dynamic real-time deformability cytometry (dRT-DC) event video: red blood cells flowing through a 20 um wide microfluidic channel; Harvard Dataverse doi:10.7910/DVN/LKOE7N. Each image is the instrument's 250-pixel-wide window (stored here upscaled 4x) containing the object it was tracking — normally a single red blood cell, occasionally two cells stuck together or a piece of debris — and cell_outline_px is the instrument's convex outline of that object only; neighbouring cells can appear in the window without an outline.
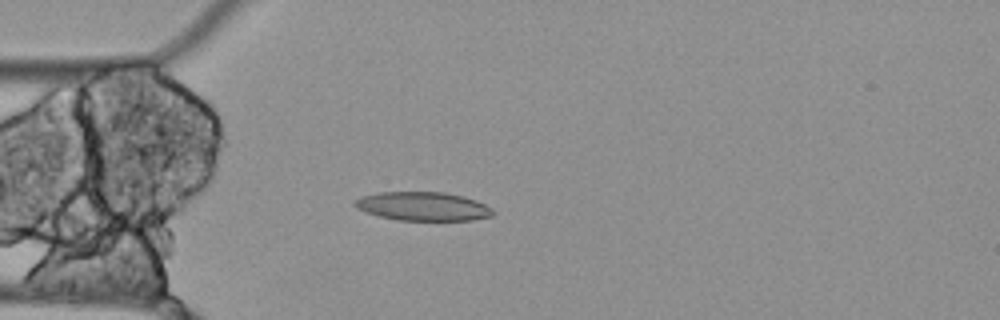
{"species": "Egyptian fruit bat (a non-hibernating species)", "species_latin": "Rousettus aegyptiacus", "temperature_condition": "cold", "stored_images_in_passage": 55, "camera_frame_rate_fps": 3000, "um_per_image_px": 0.085, "animal": {"sex": "female"}, "frame": {"image": 1, "passage_image": 14, "time_ms": 4.333, "image_size_px": [1000, 320], "cell_outline_px": [[496, 212], [492, 216], [472, 220], [396, 220], [380, 216], [356, 208], [352, 204], [356, 200], [364, 196], [380, 192], [444, 192], [464, 196], [476, 200], [492, 208]], "centroid_in_image_um": [36.0, 17.54], "position_along_channel_um": 49.0, "area_um2": 23.06}}
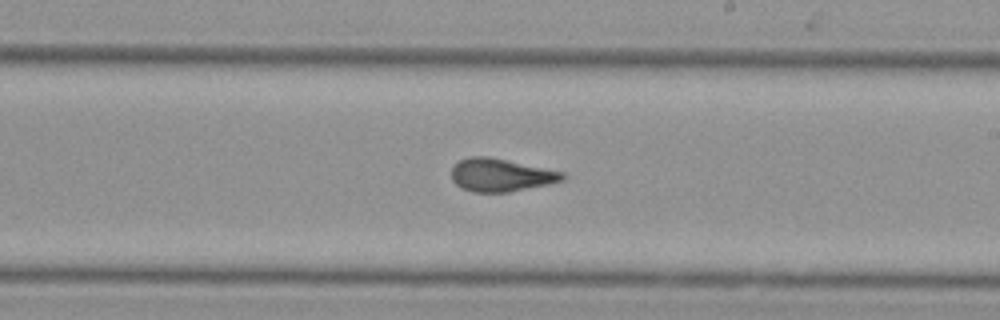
{"frame": {"image": 2, "passage_image": 31, "time_ms": 10.0, "image_size_px": [1000, 320], "cell_outline_px": [[568, 176], [564, 180], [548, 184], [508, 192], [472, 192], [460, 188], [452, 180], [452, 168], [460, 160], [472, 156], [488, 156], [508, 160], [564, 172]], "centroid_in_image_um": [42.58, 14.88], "position_along_channel_um": 246.4, "area_um2": 21.33}}
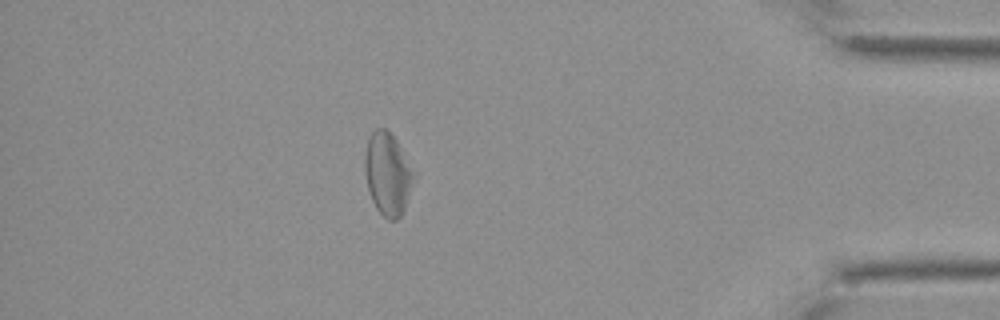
{"frame": {"image": 3, "passage_image": 48, "time_ms": 15.667, "image_size_px": [1000, 320], "cell_outline_px": [[412, 180], [404, 208], [400, 216], [396, 220], [388, 220], [376, 208], [372, 200], [368, 188], [364, 168], [364, 156], [368, 136], [376, 128], [384, 128], [396, 140], [412, 172]], "centroid_in_image_um": [32.88, 14.77], "position_along_channel_um": 402.3, "area_um2": 22.66}, "authors_computed_cell_mechanics": {"area_um2": 23.0044, "velocity_mm_per_s": 3.4727, "shape_relaxation_time_tau1_ms": null, "shape_relaxation_time_tau2_ms": 3.1036, "deformation_change_tau1": null, "deformation_change_tau2": 0.0664}}